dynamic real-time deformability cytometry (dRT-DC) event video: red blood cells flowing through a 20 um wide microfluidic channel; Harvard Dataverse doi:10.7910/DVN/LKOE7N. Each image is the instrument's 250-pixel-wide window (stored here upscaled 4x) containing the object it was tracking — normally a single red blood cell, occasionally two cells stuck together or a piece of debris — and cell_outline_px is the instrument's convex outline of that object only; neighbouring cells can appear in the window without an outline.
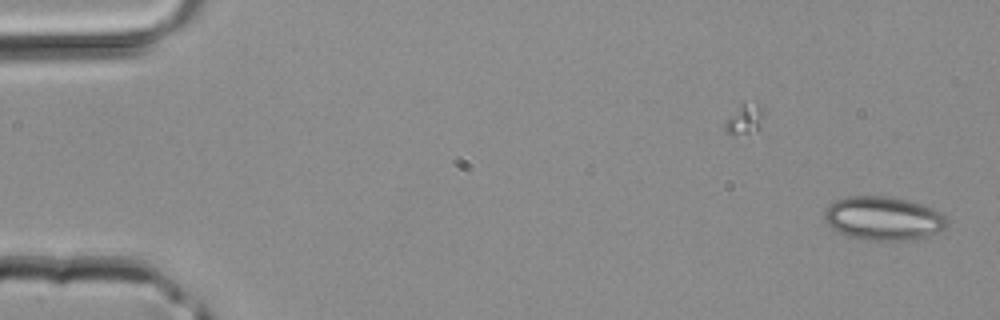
{"species": "common noctule bat (a hibernating species)", "species_latin": "Nyctalus noctula", "temperature_condition": "room temperature", "stored_images_in_passage": 42, "camera_frame_rate_fps": 3000, "um_per_image_px": 0.085, "animal": {"sex": "male", "body_mass_g": 20.4}, "frame": {"image": 1, "passage_image": 1, "time_ms": 0.0, "image_size_px": [1000, 320], "cell_outline_px": [[948, 224], [940, 232], [916, 240], [864, 240], [848, 236], [832, 228], [824, 220], [824, 212], [828, 204], [844, 196], [892, 196], [908, 200], [932, 208], [944, 216], [948, 220]], "centroid_in_image_um": [75.08, 18.56], "position_along_channel_um": 9.9, "area_um2": 31.5}}
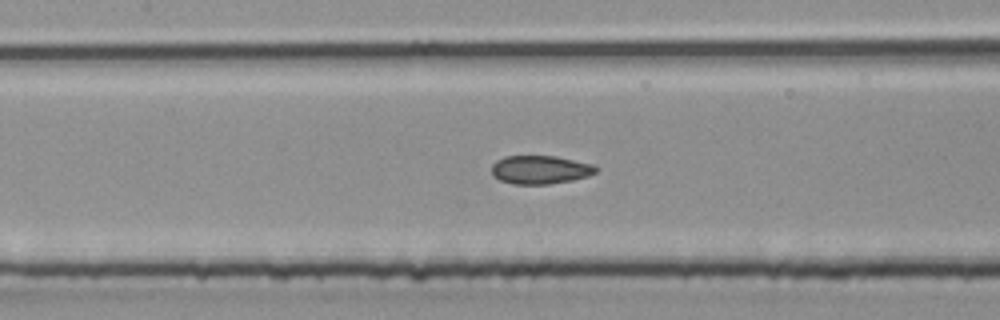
{"frame": {"image": 2, "passage_image": 19, "time_ms": 6.0, "image_size_px": [1000, 320], "cell_outline_px": [[600, 168], [596, 172], [588, 176], [572, 180], [548, 184], [512, 184], [500, 180], [492, 176], [492, 164], [496, 160], [504, 156], [556, 156], [596, 164]], "centroid_in_image_um": [45.94, 14.42], "position_along_channel_um": 161.5, "area_um2": 17.57}}
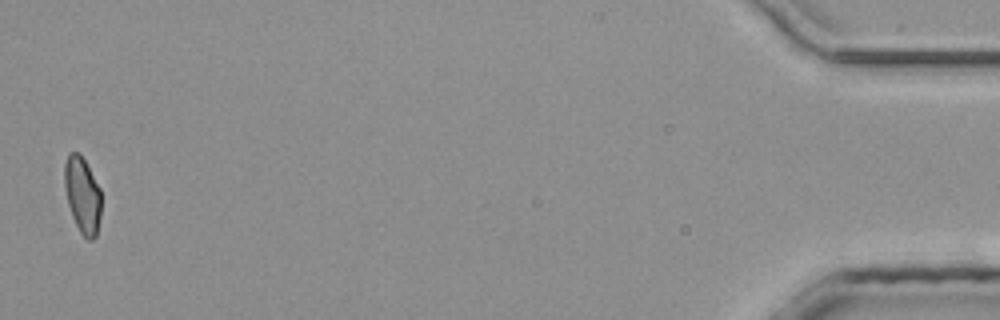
{"frame": {"image": 3, "passage_image": 41, "time_ms": 13.333, "image_size_px": [1000, 320], "cell_outline_px": [[100, 216], [96, 236], [92, 240], [88, 240], [80, 232], [72, 216], [68, 204], [64, 184], [64, 164], [68, 152], [80, 152], [100, 188]], "centroid_in_image_um": [6.99, 16.55], "position_along_channel_um": 428.2, "area_um2": 16.3}}